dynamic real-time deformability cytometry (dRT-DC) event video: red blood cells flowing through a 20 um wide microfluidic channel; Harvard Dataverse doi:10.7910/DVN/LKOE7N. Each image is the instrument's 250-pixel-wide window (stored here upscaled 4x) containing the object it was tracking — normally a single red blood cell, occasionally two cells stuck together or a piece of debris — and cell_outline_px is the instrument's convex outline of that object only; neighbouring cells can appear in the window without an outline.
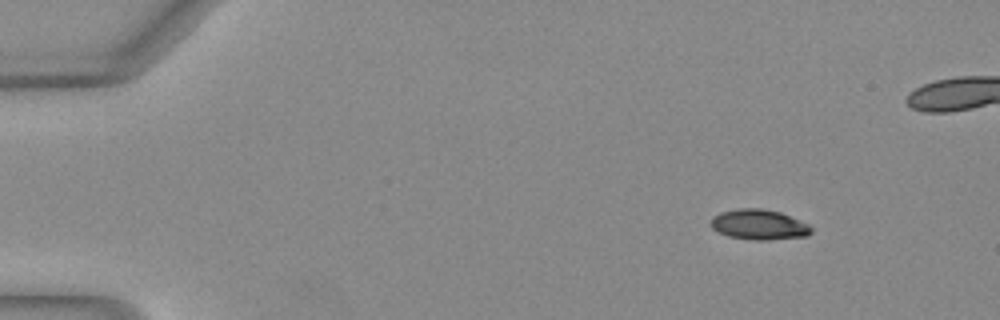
{"species": "Egyptian fruit bat (a non-hibernating species)", "species_latin": "Rousettus aegyptiacus", "temperature_condition": "warm", "stored_images_in_passage": 47, "camera_frame_rate_fps": 3000, "um_per_image_px": 0.085, "animal": {"sex": "female"}, "frame": {"image": 1, "passage_image": 1, "time_ms": 0.0, "image_size_px": [1000, 320], "cell_outline_px": [[812, 232], [808, 236], [768, 240], [752, 240], [728, 236], [712, 228], [712, 216], [720, 212], [740, 208], [760, 208], [780, 212], [808, 224], [812, 228]], "centroid_in_image_um": [64.53, 19.09], "position_along_channel_um": 20.5, "area_um2": 17.63}}
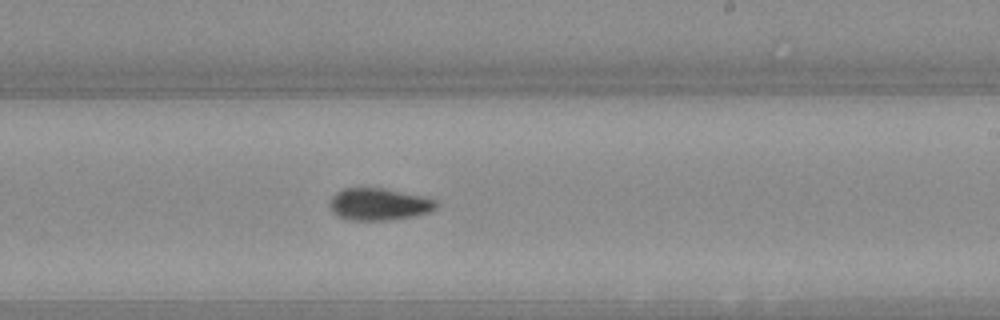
{"frame": {"image": 2, "passage_image": 26, "time_ms": 8.333, "image_size_px": [1000, 320], "cell_outline_px": [[436, 208], [428, 212], [412, 216], [392, 220], [348, 220], [336, 216], [332, 212], [328, 204], [332, 196], [336, 192], [344, 188], [384, 188], [424, 196], [436, 200]], "centroid_in_image_um": [32.16, 17.36], "position_along_channel_um": 256.8, "area_um2": 20.06}}
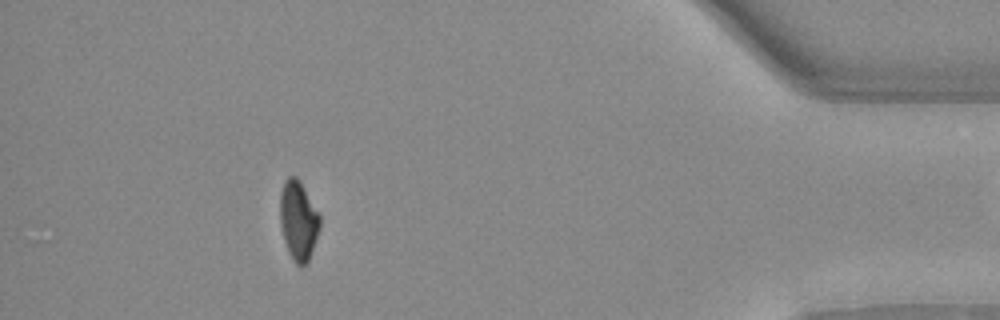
{"frame": {"image": 3, "passage_image": 41, "time_ms": 13.333, "image_size_px": [1000, 320], "cell_outline_px": [[320, 224], [308, 260], [300, 268], [292, 260], [288, 252], [284, 240], [280, 224], [280, 192], [284, 180], [288, 176], [296, 176], [300, 180], [320, 216]], "centroid_in_image_um": [25.33, 18.71], "position_along_channel_um": 409.9, "area_um2": 18.26}, "authors_computed_cell_mechanics": {"area_um2": 18.9006, "velocity_mm_per_s": 4.0801, "shape_relaxation_time_tau1_ms": 5.2409, "shape_relaxation_time_tau2_ms": 11.1268, "deformation_change_tau1": 0.1767, "deformation_change_tau2": 0.1516}}